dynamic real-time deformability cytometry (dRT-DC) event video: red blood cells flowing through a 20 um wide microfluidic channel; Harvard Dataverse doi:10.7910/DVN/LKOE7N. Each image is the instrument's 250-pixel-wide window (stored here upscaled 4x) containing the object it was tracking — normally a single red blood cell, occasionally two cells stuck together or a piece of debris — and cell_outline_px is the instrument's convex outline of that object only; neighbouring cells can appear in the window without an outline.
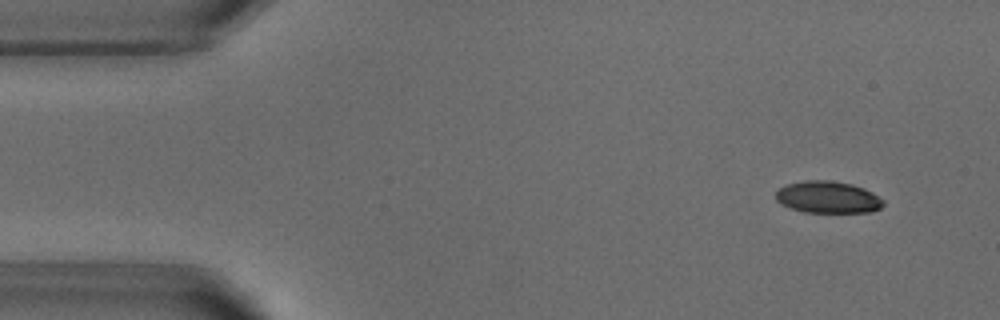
{"species": "common noctule bat (a hibernating species)", "species_latin": "Nyctalus noctula", "temperature_condition": "warm", "stored_images_in_passage": 49, "camera_frame_rate_fps": 3000, "um_per_image_px": 0.085, "animal": {"sex": "male", "body_mass_g": 18.8}, "frame": {"image": 1, "passage_image": 1, "time_ms": 0.0, "image_size_px": [1000, 320], "cell_outline_px": [[884, 204], [880, 208], [868, 212], [804, 212], [780, 204], [776, 200], [776, 192], [780, 188], [788, 184], [804, 180], [828, 180], [852, 184], [864, 188], [872, 192], [884, 200]], "centroid_in_image_um": [70.37, 16.76], "position_along_channel_um": 14.6, "area_um2": 19.94}}
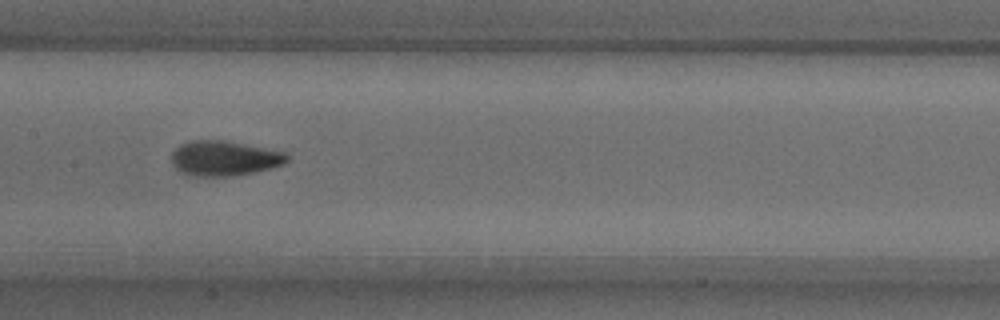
{"frame": {"image": 2, "passage_image": 22, "time_ms": 7.0, "image_size_px": [1000, 320], "cell_outline_px": [[288, 160], [284, 164], [272, 168], [256, 172], [232, 176], [192, 176], [180, 172], [172, 164], [172, 152], [180, 144], [188, 140], [224, 140], [288, 152]], "centroid_in_image_um": [19.08, 13.45], "position_along_channel_um": 188.3, "area_um2": 23.87}}
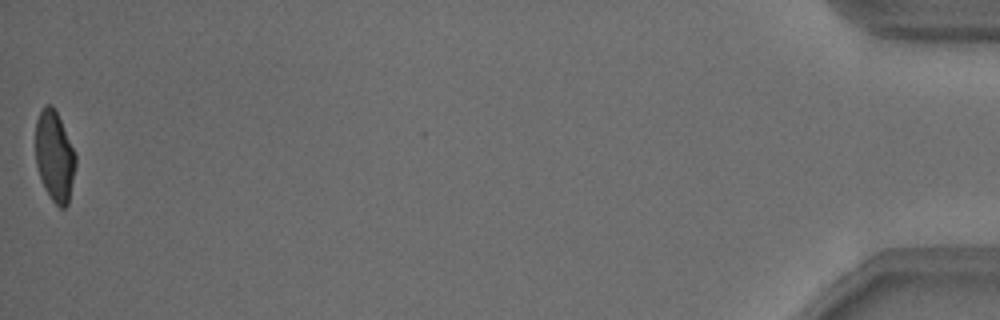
{"frame": {"image": 3, "passage_image": 49, "time_ms": 16.0, "image_size_px": [1000, 320], "cell_outline_px": [[76, 164], [68, 204], [64, 208], [60, 208], [52, 200], [44, 188], [36, 164], [36, 120], [44, 104], [52, 104], [60, 120], [76, 156]], "centroid_in_image_um": [4.63, 13.29], "position_along_channel_um": 430.6, "area_um2": 20.87}, "authors_computed_cell_mechanics": {"area_um2": 22.4264, "velocity_mm_per_s": 3.8248, "shape_relaxation_time_tau1_ms": 4.1368, "shape_relaxation_time_tau2_ms": 1.6904, "deformation_change_tau1": 0.162, "deformation_change_tau2": 0.0736}}